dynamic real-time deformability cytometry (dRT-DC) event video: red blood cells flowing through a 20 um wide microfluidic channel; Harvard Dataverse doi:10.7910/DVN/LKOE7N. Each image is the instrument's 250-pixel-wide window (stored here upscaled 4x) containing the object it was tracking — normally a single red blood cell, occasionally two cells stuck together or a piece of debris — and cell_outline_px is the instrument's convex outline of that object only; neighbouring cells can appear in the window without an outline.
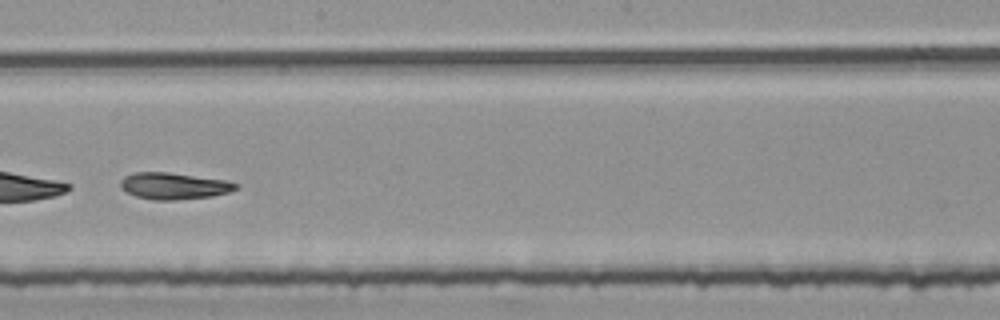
{"species": "common noctule bat (a hibernating species)", "species_latin": "Nyctalus noctula", "temperature_condition": "room temperature", "stored_images_in_passage": 51, "camera_frame_rate_fps": 3000, "um_per_image_px": 0.085, "animal": {"sex": "female", "body_mass_g": 25.1}, "frame": {"image": 1, "passage_image": 31, "time_ms": 10.0, "image_size_px": [1000, 320], "cell_outline_px": [[240, 188], [228, 192], [212, 196], [176, 200], [156, 200], [136, 196], [120, 188], [120, 180], [124, 176], [136, 172], [168, 172], [228, 180], [240, 184]], "centroid_in_image_um": [14.82, 15.8], "position_along_channel_um": 233.4, "area_um2": 18.03}}
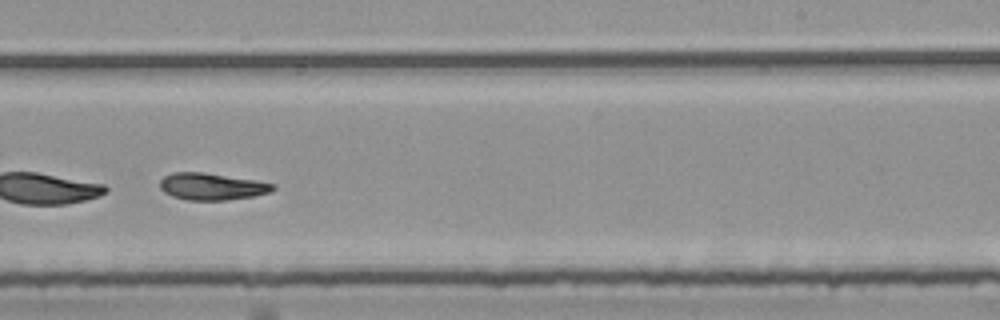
{"frame": {"image": 2, "passage_image": 34, "time_ms": 11.0, "image_size_px": [1000, 320], "cell_outline_px": [[276, 188], [272, 192], [252, 196], [224, 200], [188, 200], [172, 196], [164, 192], [160, 188], [160, 180], [164, 176], [172, 172], [204, 172], [256, 180], [276, 184]], "centroid_in_image_um": [18.01, 15.84], "position_along_channel_um": 271.0, "area_um2": 17.8}}